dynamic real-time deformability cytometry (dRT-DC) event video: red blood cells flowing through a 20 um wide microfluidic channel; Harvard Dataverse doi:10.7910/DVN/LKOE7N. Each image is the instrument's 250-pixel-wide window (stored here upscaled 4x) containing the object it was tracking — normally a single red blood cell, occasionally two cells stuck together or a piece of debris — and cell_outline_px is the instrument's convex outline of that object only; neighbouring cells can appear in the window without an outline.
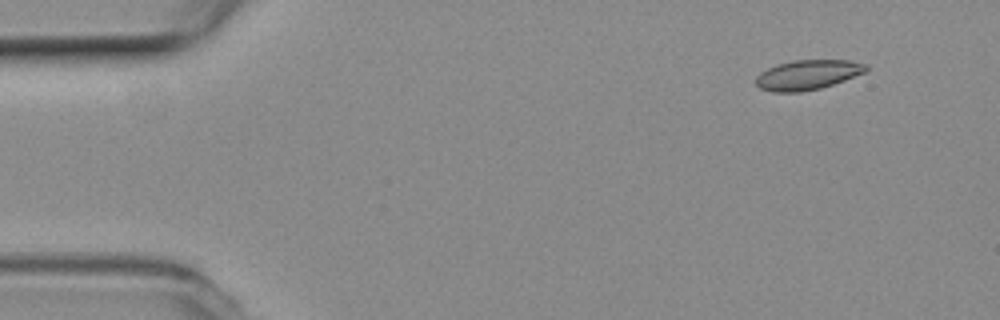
{"species": "common noctule bat (a hibernating species)", "species_latin": "Nyctalus noctula", "temperature_condition": "room temperature", "stored_images_in_passage": 54, "camera_frame_rate_fps": 3000, "um_per_image_px": 0.085, "animal": {"sex": "female", "body_mass_g": 19.3, "forearm_length_mm": 54.1}, "frame": {"image": 1, "passage_image": 5, "time_ms": 1.333, "image_size_px": [1000, 320], "cell_outline_px": [[868, 68], [864, 72], [844, 80], [820, 88], [800, 92], [772, 92], [760, 88], [756, 84], [756, 76], [760, 72], [776, 64], [796, 60], [848, 60], [868, 64]], "centroid_in_image_um": [68.62, 6.35], "position_along_channel_um": 16.4, "area_um2": 19.02}}
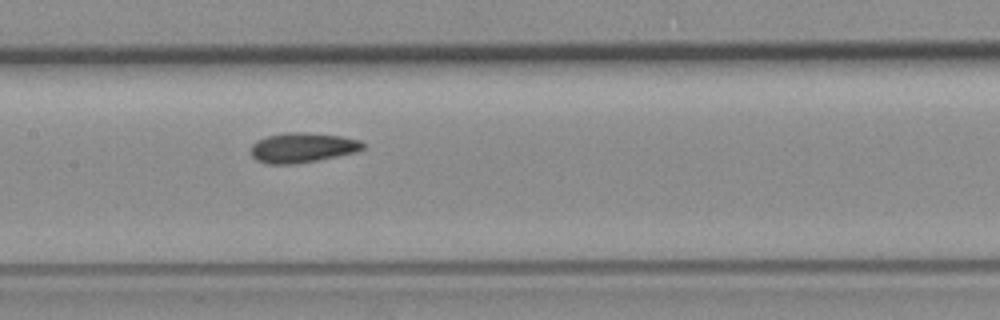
{"frame": {"image": 2, "passage_image": 26, "time_ms": 8.333, "image_size_px": [1000, 320], "cell_outline_px": [[364, 148], [356, 152], [316, 160], [292, 164], [268, 164], [256, 160], [252, 156], [252, 144], [256, 140], [268, 136], [284, 132], [304, 132], [340, 136], [360, 140], [364, 144]], "centroid_in_image_um": [25.69, 12.54], "position_along_channel_um": 181.7, "area_um2": 19.36}}
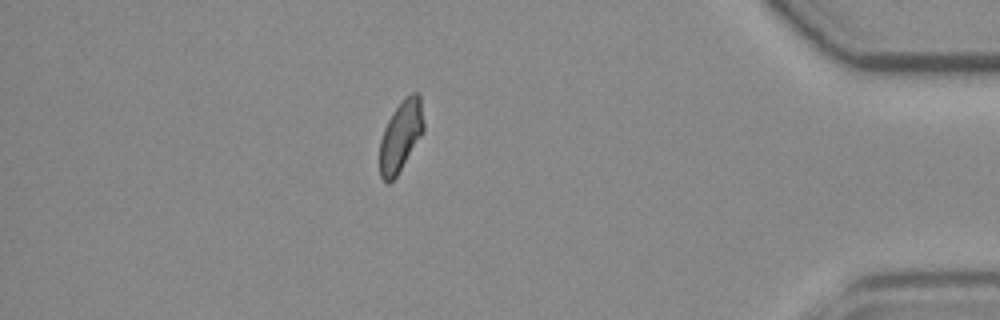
{"frame": {"image": 3, "passage_image": 47, "time_ms": 15.333, "image_size_px": [1000, 320], "cell_outline_px": [[424, 132], [396, 176], [388, 184], [380, 176], [380, 140], [384, 128], [392, 112], [404, 96], [412, 92], [420, 92], [424, 124]], "centroid_in_image_um": [34.08, 11.51], "position_along_channel_um": 401.1, "area_um2": 18.26}, "authors_computed_cell_mechanics": {"area_um2": 19.074, "velocity_mm_per_s": 3.7868, "shape_relaxation_time_tau1_ms": 8.127, "shape_relaxation_time_tau2_ms": 3.4762, "deformation_change_tau1": 0.1308, "deformation_change_tau2": 0.0653}}